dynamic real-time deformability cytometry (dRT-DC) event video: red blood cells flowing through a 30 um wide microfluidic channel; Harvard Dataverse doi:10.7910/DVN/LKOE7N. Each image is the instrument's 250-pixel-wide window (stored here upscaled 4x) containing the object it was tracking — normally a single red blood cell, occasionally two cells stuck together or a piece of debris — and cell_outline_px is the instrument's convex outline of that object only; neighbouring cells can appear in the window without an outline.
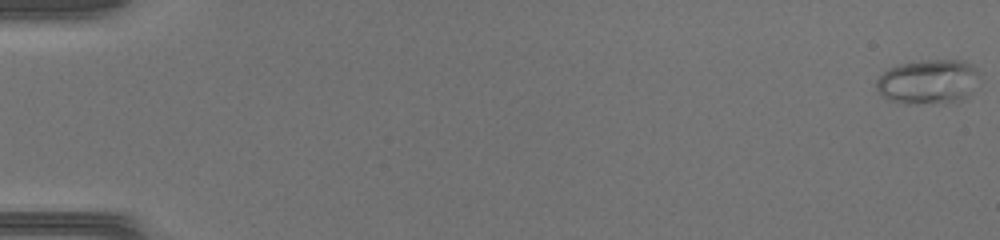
{"species": "common noctule bat (a hibernating species)", "species_latin": "Nyctalus noctula", "temperature_condition": "warm", "stored_images_in_passage": 47, "camera_frame_rate_fps": 3000, "um_per_image_px": 0.085, "animal": {"sex": "female", "body_mass_g": 17.0, "forearm_length_mm": 48.0}, "frame": {"image": 1, "passage_image": 1, "time_ms": 0.0, "image_size_px": [1000, 240], "cell_outline_px": [[980, 72], [968, 96], [960, 100], [944, 104], [904, 104], [888, 100], [876, 88], [876, 80], [888, 68], [896, 64], [920, 60], [964, 60], [972, 64]], "centroid_in_image_um": [78.88, 6.95], "position_along_channel_um": 6.1, "area_um2": 27.17}}
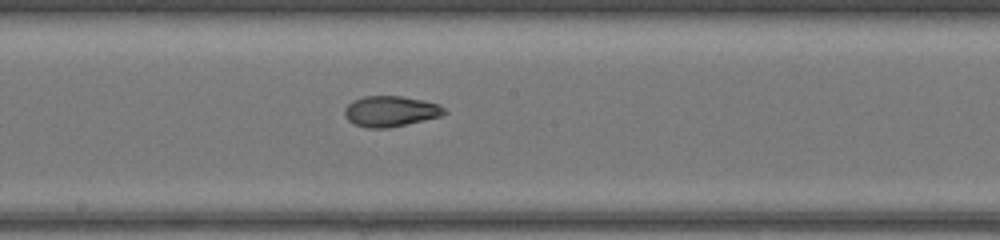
{"frame": {"image": 2, "passage_image": 27, "time_ms": 8.667, "image_size_px": [1000, 240], "cell_outline_px": [[448, 112], [440, 116], [424, 120], [388, 128], [368, 128], [356, 124], [348, 120], [344, 112], [344, 108], [352, 100], [364, 96], [400, 96], [424, 100], [440, 104]], "centroid_in_image_um": [33.2, 9.45], "position_along_channel_um": 215.0, "area_um2": 17.8}}
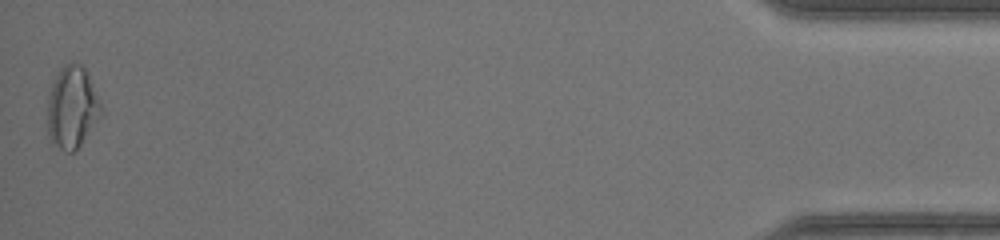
{"frame": {"image": 3, "passage_image": 47, "time_ms": 15.333, "image_size_px": [1000, 240], "cell_outline_px": [[100, 112], [80, 144], [72, 152], [68, 152], [60, 148], [52, 140], [48, 132], [48, 96], [52, 84], [60, 68], [64, 64], [80, 64], [88, 72], [100, 108]], "centroid_in_image_um": [6.07, 9.08], "position_along_channel_um": 429.1, "area_um2": 24.33}}